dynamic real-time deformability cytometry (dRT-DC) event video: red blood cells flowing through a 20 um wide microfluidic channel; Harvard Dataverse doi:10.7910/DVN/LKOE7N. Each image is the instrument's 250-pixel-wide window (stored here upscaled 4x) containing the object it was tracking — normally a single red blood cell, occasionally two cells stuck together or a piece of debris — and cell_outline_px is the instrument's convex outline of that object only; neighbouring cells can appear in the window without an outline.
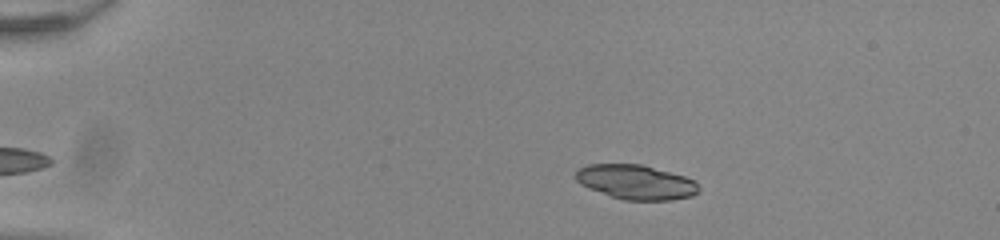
{"species": "common noctule bat (a hibernating species)", "species_latin": "Nyctalus noctula", "temperature_condition": "room temperature", "stored_images_in_passage": 45, "camera_frame_rate_fps": 3000, "um_per_image_px": 0.085, "animal": {"sex": "male", "body_mass_g": 20.0, "forearm_length_mm": 53.3}, "frame": {"image": 1, "passage_image": 3, "time_ms": 0.667, "image_size_px": [1000, 240], "cell_outline_px": [[700, 188], [692, 196], [672, 200], [624, 200], [588, 188], [580, 184], [576, 180], [576, 172], [580, 168], [588, 164], [640, 164], [684, 176], [696, 180]], "centroid_in_image_um": [54.07, 15.48], "position_along_channel_um": 30.9, "area_um2": 24.62}}